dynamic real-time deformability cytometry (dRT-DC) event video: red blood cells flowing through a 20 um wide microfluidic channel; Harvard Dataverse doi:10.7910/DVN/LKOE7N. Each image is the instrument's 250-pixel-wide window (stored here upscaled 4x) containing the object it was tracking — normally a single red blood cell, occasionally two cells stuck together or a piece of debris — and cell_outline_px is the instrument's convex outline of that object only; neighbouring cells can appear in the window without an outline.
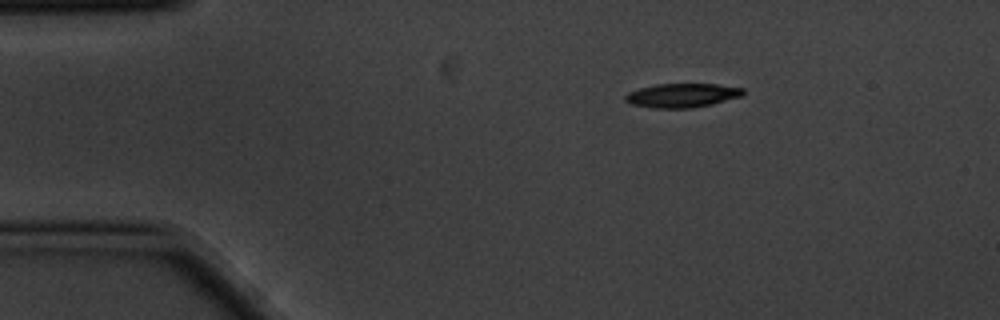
{"species": "common noctule bat (a hibernating species)", "species_latin": "Nyctalus noctula", "temperature_condition": "cold", "stored_images_in_passage": 2, "camera_frame_rate_fps": 3000, "um_per_image_px": 0.085, "animal": {"sex": "male", "body_mass_g": 20.1, "forearm_length_mm": 53.5}, "frame": {"image": 1, "passage_image": 2, "time_ms": 0.333, "image_size_px": [1000, 320], "cell_outline_px": [[744, 96], [712, 104], [692, 108], [652, 108], [632, 104], [624, 100], [624, 96], [628, 92], [640, 88], [656, 84], [716, 84], [744, 88]], "centroid_in_image_um": [58.0, 8.11], "position_along_channel_um": 27.0, "area_um2": 16.59}}